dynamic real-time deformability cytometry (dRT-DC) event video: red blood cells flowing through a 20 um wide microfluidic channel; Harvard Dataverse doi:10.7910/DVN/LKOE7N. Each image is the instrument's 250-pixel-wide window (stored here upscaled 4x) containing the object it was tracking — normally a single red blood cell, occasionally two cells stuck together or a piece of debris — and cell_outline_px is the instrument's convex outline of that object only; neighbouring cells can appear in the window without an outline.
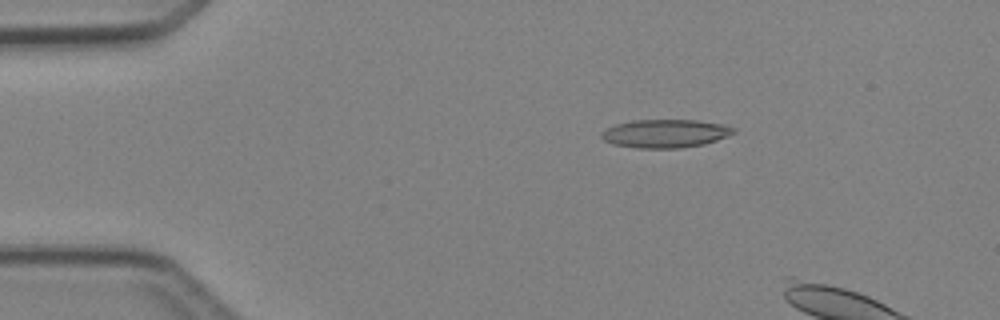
{"species": "Egyptian fruit bat (a non-hibernating species)", "species_latin": "Rousettus aegyptiacus", "temperature_condition": "cold", "stored_images_in_passage": 3, "camera_frame_rate_fps": 3000, "um_per_image_px": 0.085, "animal": {"sex": "female"}, "frame": {"image": 1, "passage_image": 2, "time_ms": 1.0, "image_size_px": [1000, 320], "cell_outline_px": [[736, 132], [728, 136], [704, 144], [680, 148], [636, 148], [612, 144], [604, 140], [600, 136], [600, 132], [616, 124], [632, 120], [696, 120], [720, 124], [736, 128]], "centroid_in_image_um": [56.53, 11.35], "position_along_channel_um": 28.5, "area_um2": 21.79}}